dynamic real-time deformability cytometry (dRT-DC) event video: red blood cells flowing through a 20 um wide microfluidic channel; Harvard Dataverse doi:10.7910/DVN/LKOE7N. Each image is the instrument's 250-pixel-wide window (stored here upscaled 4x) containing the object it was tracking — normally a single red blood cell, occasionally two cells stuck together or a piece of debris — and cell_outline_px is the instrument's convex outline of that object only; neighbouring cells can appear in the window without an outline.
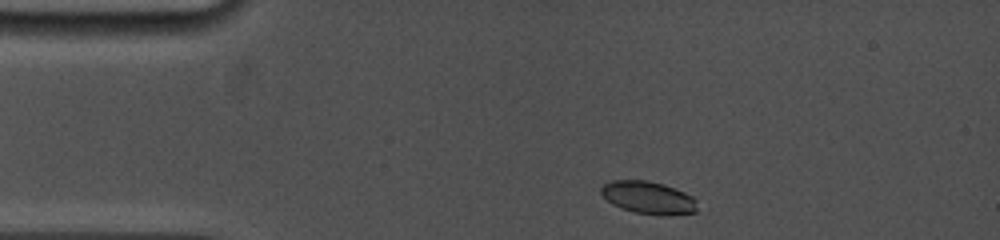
{"species": "common noctule bat (a hibernating species)", "species_latin": "Nyctalus noctula", "temperature_condition": "cold", "stored_images_in_passage": 41, "camera_frame_rate_fps": 5000, "um_per_image_px": 0.085, "animal": {"sex": "female", "body_mass_g": 19.0, "forearm_length_mm": 53.3}, "frame": {"image": 1, "passage_image": 2, "time_ms": 0.6, "image_size_px": [1000, 240], "cell_outline_px": [[696, 212], [660, 216], [636, 212], [620, 208], [612, 204], [600, 192], [600, 188], [604, 184], [612, 180], [648, 180], [664, 184], [684, 192], [692, 196], [696, 200]], "centroid_in_image_um": [55.1, 16.79], "position_along_channel_um": 29.9, "area_um2": 18.26}}
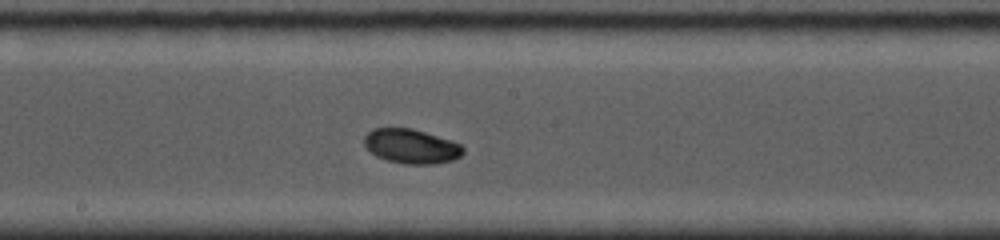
{"frame": {"image": 2, "passage_image": 24, "time_ms": 6.6, "image_size_px": [1000, 240], "cell_outline_px": [[464, 152], [460, 156], [452, 160], [432, 164], [404, 164], [388, 160], [376, 156], [364, 144], [364, 136], [372, 128], [412, 128], [452, 140], [460, 144], [464, 148]], "centroid_in_image_um": [34.97, 12.42], "position_along_channel_um": 213.2, "area_um2": 19.83}}
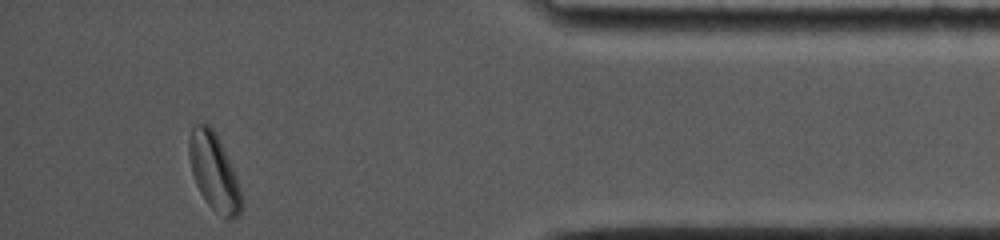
{"frame": {"image": 3, "passage_image": 41, "time_ms": 12.6, "image_size_px": [1000, 240], "cell_outline_px": [[244, 208], [240, 216], [232, 220], [224, 220], [208, 204], [200, 192], [196, 184], [192, 172], [188, 156], [188, 140], [192, 128], [196, 124], [208, 124], [216, 132], [232, 168], [240, 188], [244, 204]], "centroid_in_image_um": [18.21, 14.68], "position_along_channel_um": 417.0, "area_um2": 23.76}, "authors_computed_cell_mechanics": {"area_um2": 19.8254, "velocity_mm_per_s": 3.8449, "shape_relaxation_time_tau1_ms": 4.5525, "shape_relaxation_time_tau2_ms": null, "deformation_change_tau1": 0.1329, "deformation_change_tau2": null}}